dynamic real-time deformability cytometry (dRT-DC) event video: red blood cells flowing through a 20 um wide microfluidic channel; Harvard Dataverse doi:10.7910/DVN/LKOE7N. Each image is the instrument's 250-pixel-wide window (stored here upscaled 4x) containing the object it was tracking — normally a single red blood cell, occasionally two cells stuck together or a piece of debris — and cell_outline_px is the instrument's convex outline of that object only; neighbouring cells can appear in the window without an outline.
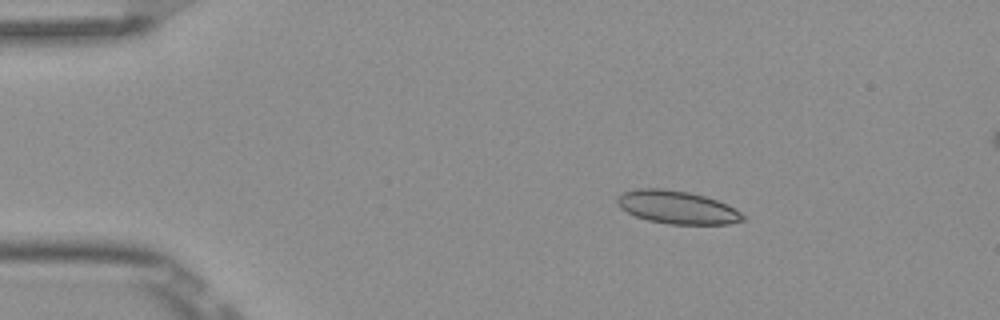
{"species": "Egyptian fruit bat (a non-hibernating species)", "species_latin": "Rousettus aegyptiacus", "temperature_condition": "room temperature", "stored_images_in_passage": 5, "segment_of_instrument_passage": [1, 2], "camera_frame_rate_fps": 3000, "um_per_image_px": 0.085, "frame": {"image": 1, "passage_image": 2, "time_ms": 0.333, "image_size_px": [1000, 320], "cell_outline_px": [[744, 220], [728, 224], [668, 224], [648, 220], [636, 216], [620, 208], [616, 204], [616, 200], [624, 192], [636, 188], [664, 188], [688, 192], [704, 196], [728, 204], [740, 212], [744, 216]], "centroid_in_image_um": [57.54, 17.62], "position_along_channel_um": 27.5, "area_um2": 24.1}}